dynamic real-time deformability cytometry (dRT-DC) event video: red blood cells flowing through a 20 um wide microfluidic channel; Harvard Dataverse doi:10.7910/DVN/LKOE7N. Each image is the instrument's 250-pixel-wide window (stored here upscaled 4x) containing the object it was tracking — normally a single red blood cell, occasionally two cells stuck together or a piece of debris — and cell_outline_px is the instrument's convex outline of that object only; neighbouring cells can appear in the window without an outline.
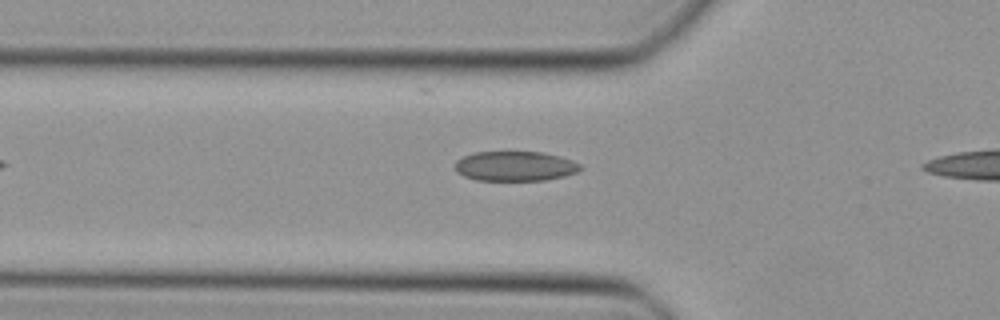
{"species": "Egyptian fruit bat (a non-hibernating species)", "species_latin": "Rousettus aegyptiacus", "temperature_condition": "cold", "stored_images_in_passage": 4, "camera_frame_rate_fps": 3000, "um_per_image_px": 0.085, "animal": {"sex": "female"}, "frame": {"image": 1, "passage_image": 2, "time_ms": 0.333, "image_size_px": [1000, 320], "cell_outline_px": [[584, 168], [576, 172], [564, 176], [548, 180], [476, 180], [464, 176], [456, 172], [456, 160], [472, 152], [544, 152], [560, 156], [572, 160], [580, 164]], "centroid_in_image_um": [43.8, 14.12], "position_along_channel_um": 82.0, "area_um2": 21.85}}